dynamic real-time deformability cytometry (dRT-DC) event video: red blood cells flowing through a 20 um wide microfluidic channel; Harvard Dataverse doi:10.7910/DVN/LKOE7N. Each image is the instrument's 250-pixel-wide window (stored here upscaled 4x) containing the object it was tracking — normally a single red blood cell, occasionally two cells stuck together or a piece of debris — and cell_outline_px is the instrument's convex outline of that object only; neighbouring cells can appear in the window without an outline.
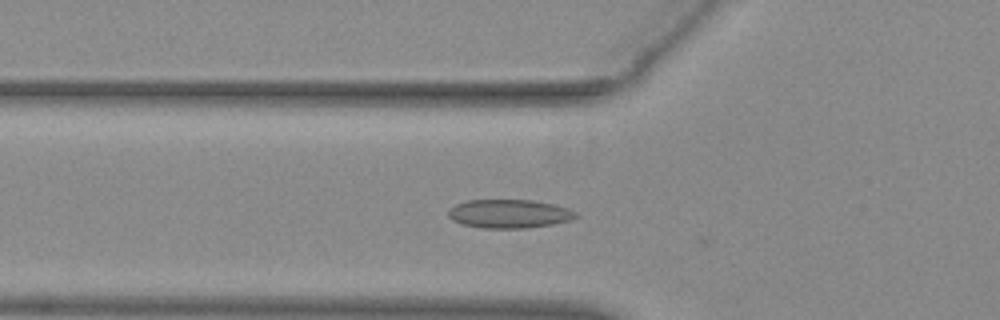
{"species": "common noctule bat (a hibernating species)", "species_latin": "Nyctalus noctula", "temperature_condition": "warm", "stored_images_in_passage": 54, "camera_frame_rate_fps": 3000, "um_per_image_px": 0.085, "animal": {"sex": "female", "body_mass_g": 29.2, "forearm_length_mm": 56.3}, "frame": {"image": 1, "passage_image": 19, "time_ms": 6.0, "image_size_px": [1000, 320], "cell_outline_px": [[576, 216], [568, 220], [552, 224], [524, 228], [484, 228], [460, 224], [452, 220], [448, 216], [448, 208], [456, 204], [468, 200], [532, 200], [552, 204], [568, 208], [576, 212]], "centroid_in_image_um": [43.21, 18.16], "position_along_channel_um": 82.6, "area_um2": 21.15}}
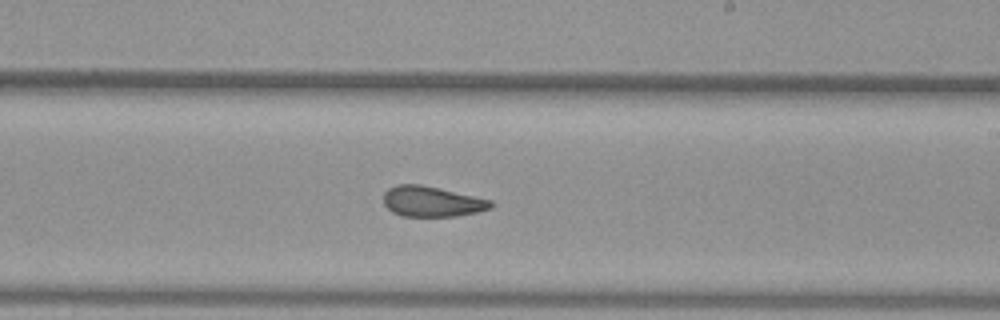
{"frame": {"image": 2, "passage_image": 32, "time_ms": 10.333, "image_size_px": [1000, 320], "cell_outline_px": [[496, 204], [492, 208], [476, 212], [456, 216], [400, 216], [392, 212], [384, 204], [384, 192], [388, 188], [396, 184], [420, 184], [492, 200]], "centroid_in_image_um": [36.71, 17.13], "position_along_channel_um": 252.3, "area_um2": 19.07}}
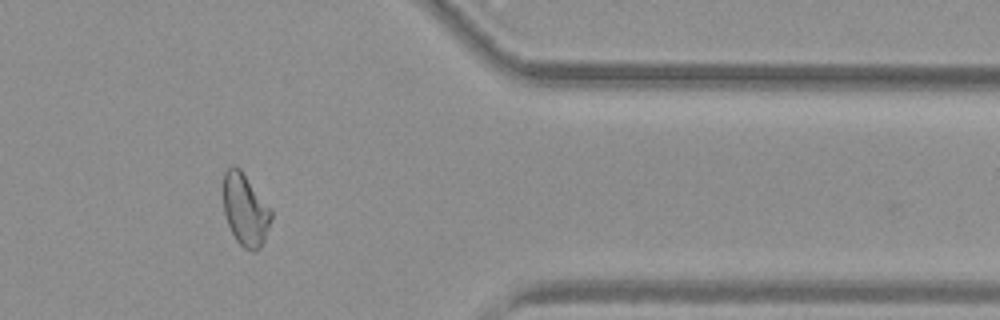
{"frame": {"image": 3, "passage_image": 44, "time_ms": 14.333, "image_size_px": [1000, 320], "cell_outline_px": [[272, 220], [264, 240], [260, 248], [256, 252], [252, 252], [244, 248], [236, 240], [224, 216], [224, 172], [232, 164], [236, 164], [240, 168], [272, 208]], "centroid_in_image_um": [20.87, 17.82], "position_along_channel_um": 390.5, "area_um2": 20.46}, "authors_computed_cell_mechanics": {"area_um2": 20.4323, "velocity_mm_per_s": 3.9113, "shape_relaxation_time_tau1_ms": 9.6451, "shape_relaxation_time_tau2_ms": 1.7032, "deformation_change_tau1": 0.1945, "deformation_change_tau2": 0.0781}}